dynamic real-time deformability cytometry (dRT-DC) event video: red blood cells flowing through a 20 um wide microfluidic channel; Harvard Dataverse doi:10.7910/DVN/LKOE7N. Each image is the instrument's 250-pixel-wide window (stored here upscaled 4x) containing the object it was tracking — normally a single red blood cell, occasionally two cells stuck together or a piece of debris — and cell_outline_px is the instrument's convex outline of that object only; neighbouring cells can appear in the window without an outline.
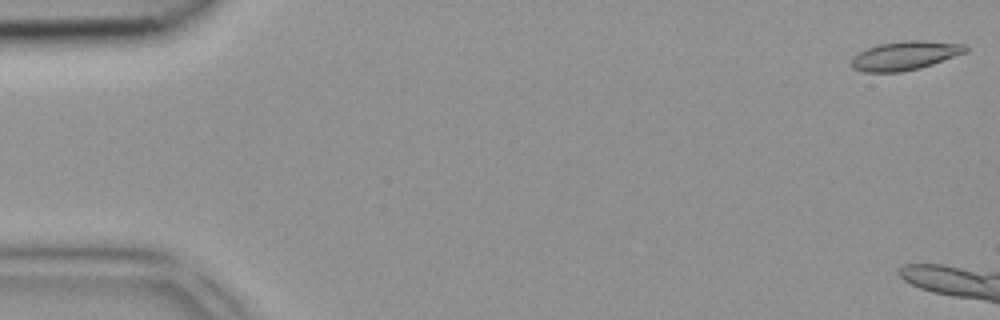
{"species": "common noctule bat (a hibernating species)", "species_latin": "Nyctalus noctula", "temperature_condition": "room temperature", "stored_images_in_passage": 7, "camera_frame_rate_fps": 3000, "um_per_image_px": 0.085, "animal": {"sex": "female", "body_mass_g": 18.4}, "frame": {"image": 1, "passage_image": 1, "time_ms": 0.0, "image_size_px": [1000, 320], "cell_outline_px": [[968, 52], [920, 68], [900, 72], [864, 72], [852, 68], [852, 56], [868, 48], [880, 44], [904, 40], [924, 40], [964, 44], [968, 48]], "centroid_in_image_um": [76.95, 4.72], "position_along_channel_um": 8.1, "area_um2": 19.19}}
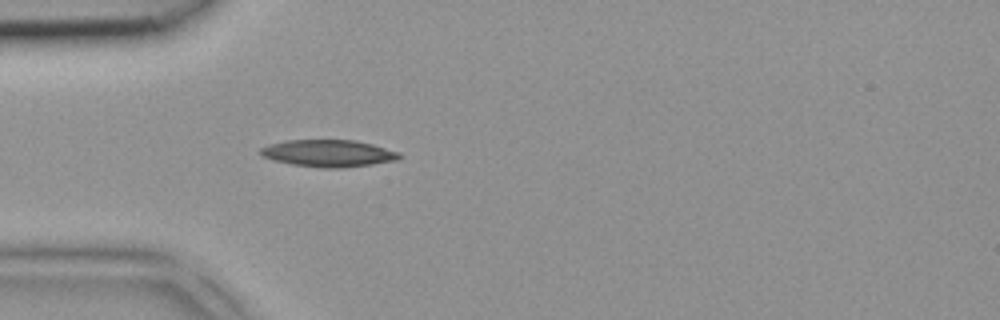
{"frame": {"image": 2, "passage_image": 7, "time_ms": 2.0, "image_size_px": [1000, 320], "cell_outline_px": [[400, 156], [396, 160], [372, 164], [336, 168], [324, 168], [292, 164], [276, 160], [264, 156], [260, 152], [260, 148], [268, 144], [284, 140], [356, 140], [372, 144], [400, 152]], "centroid_in_image_um": [27.91, 13.01], "position_along_channel_um": 57.1, "area_um2": 21.62}}